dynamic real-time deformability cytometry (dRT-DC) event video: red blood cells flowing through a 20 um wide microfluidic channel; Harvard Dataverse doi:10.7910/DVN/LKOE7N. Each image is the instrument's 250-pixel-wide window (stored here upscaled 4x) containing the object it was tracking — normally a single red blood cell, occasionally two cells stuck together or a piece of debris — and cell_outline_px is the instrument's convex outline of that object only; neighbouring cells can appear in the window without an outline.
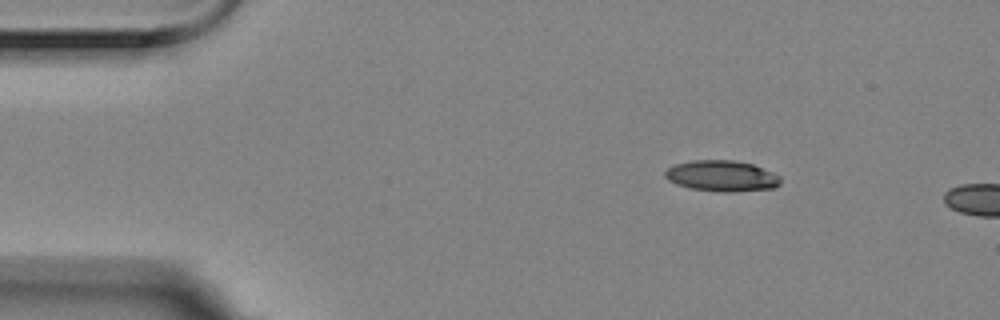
{"species": "Egyptian fruit bat (a non-hibernating species)", "species_latin": "Rousettus aegyptiacus", "temperature_condition": "room temperature", "stored_images_in_passage": 2, "camera_frame_rate_fps": 3000, "um_per_image_px": 0.085, "animal": {"sex": "female"}, "frame": {"image": 1, "passage_image": 1, "time_ms": 0.0, "image_size_px": [1000, 320], "cell_outline_px": [[780, 184], [776, 188], [732, 192], [724, 192], [688, 188], [676, 184], [668, 180], [664, 176], [664, 172], [668, 168], [676, 164], [692, 160], [736, 160], [752, 164], [780, 176]], "centroid_in_image_um": [61.34, 14.96], "position_along_channel_um": 23.7, "area_um2": 20.87}}